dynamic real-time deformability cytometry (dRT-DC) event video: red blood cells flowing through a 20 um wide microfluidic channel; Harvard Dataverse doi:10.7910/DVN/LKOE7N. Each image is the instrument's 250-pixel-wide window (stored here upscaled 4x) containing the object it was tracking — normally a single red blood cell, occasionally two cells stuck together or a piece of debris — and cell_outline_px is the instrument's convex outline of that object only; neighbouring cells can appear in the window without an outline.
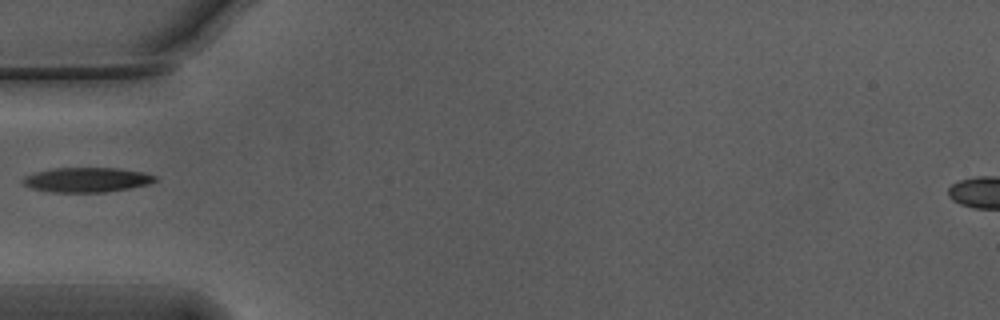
{"species": "Egyptian fruit bat (a non-hibernating species)", "species_latin": "Rousettus aegyptiacus", "temperature_condition": "warm", "stored_images_in_passage": 6, "camera_frame_rate_fps": 3000, "um_per_image_px": 0.085, "animal": {"sex": "male"}, "frame": {"image": 1, "passage_image": 1, "time_ms": 0.0, "image_size_px": [1000, 320], "cell_outline_px": [[160, 180], [152, 184], [132, 188], [108, 192], [52, 192], [32, 188], [24, 184], [24, 176], [36, 172], [52, 168], [116, 168], [144, 172], [156, 176]], "centroid_in_image_um": [7.48, 15.28], "position_along_channel_um": 77.5, "area_um2": 19.19}}